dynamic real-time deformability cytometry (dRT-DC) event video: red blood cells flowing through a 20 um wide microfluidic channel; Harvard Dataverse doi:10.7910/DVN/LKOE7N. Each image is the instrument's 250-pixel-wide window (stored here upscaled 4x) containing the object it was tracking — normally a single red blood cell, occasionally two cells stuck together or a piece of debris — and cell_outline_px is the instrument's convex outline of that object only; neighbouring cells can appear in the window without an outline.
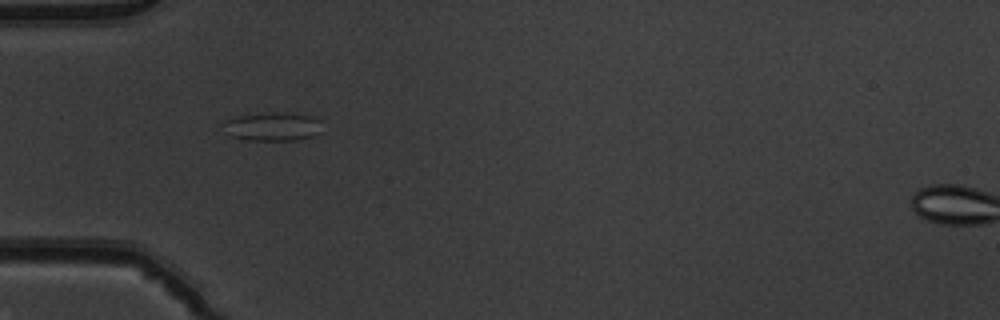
{"species": "common noctule bat (a hibernating species)", "species_latin": "Nyctalus noctula", "temperature_condition": "warm", "stored_images_in_passage": 36, "camera_frame_rate_fps": 3000, "um_per_image_px": 0.085, "animal": {"sex": "male", "body_mass_g": 19.5, "forearm_length_mm": 54.6}, "frame": {"image": 1, "passage_image": 1, "time_ms": 0.0, "image_size_px": [1000, 320], "cell_outline_px": [[320, 132], [316, 136], [292, 140], [248, 140], [228, 136], [224, 120], [236, 116], [272, 112], [312, 116], [320, 120]], "centroid_in_image_um": [23.17, 10.77], "position_along_channel_um": 61.8, "area_um2": 16.3}}
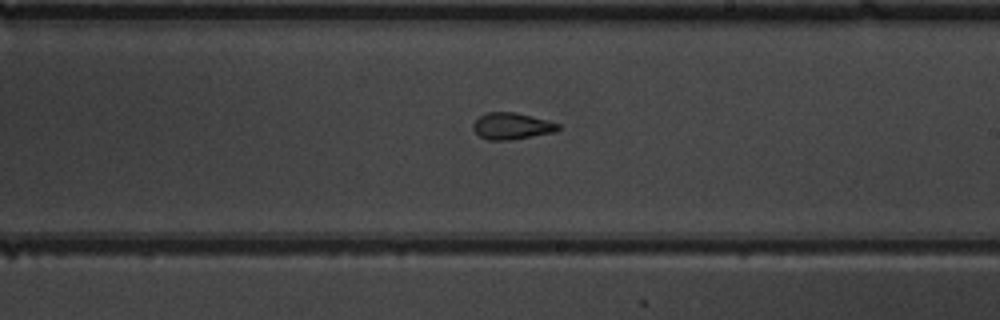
{"frame": {"image": 2, "passage_image": 15, "time_ms": 4.667, "image_size_px": [1000, 320], "cell_outline_px": [[560, 128], [556, 132], [508, 140], [488, 140], [480, 136], [472, 128], [472, 124], [480, 116], [488, 112], [516, 112], [560, 124]], "centroid_in_image_um": [43.49, 10.72], "position_along_channel_um": 245.5, "area_um2": 13.06}}
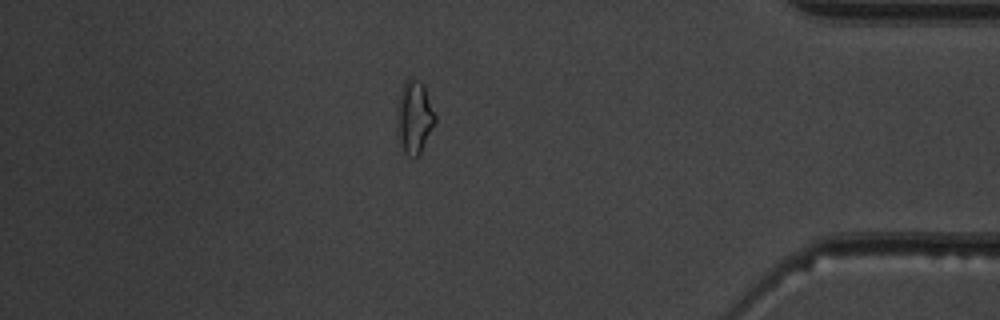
{"frame": {"image": 3, "passage_image": 29, "time_ms": 9.333, "image_size_px": [1000, 320], "cell_outline_px": [[436, 120], [420, 156], [412, 156], [404, 152], [400, 144], [396, 112], [400, 92], [404, 80], [408, 76], [412, 76], [420, 80], [424, 84], [436, 116]], "centroid_in_image_um": [35.23, 9.89], "position_along_channel_um": 400.0, "area_um2": 16.42}, "authors_computed_cell_mechanics": {"area_um2": 13.7564, "velocity_mm_per_s": 4.0, "shape_relaxation_time_tau1_ms": null, "shape_relaxation_time_tau2_ms": 1.5506, "deformation_change_tau1": null, "deformation_change_tau2": 0.0883}}